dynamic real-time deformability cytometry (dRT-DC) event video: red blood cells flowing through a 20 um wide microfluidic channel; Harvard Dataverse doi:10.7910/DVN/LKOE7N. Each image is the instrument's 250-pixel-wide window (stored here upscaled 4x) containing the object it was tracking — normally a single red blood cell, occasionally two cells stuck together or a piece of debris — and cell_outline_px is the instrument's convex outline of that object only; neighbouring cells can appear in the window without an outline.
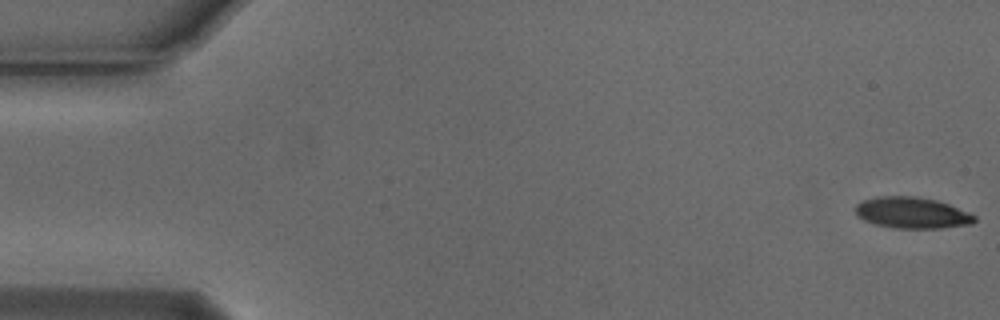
{"species": "Egyptian fruit bat (a non-hibernating species)", "species_latin": "Rousettus aegyptiacus", "temperature_condition": "cold", "stored_images_in_passage": 53, "camera_frame_rate_fps": 3000, "um_per_image_px": 0.085, "animal": {"sex": "male"}, "frame": {"image": 1, "passage_image": 1, "time_ms": 0.0, "image_size_px": [1000, 320], "cell_outline_px": [[976, 220], [972, 224], [940, 228], [896, 228], [876, 224], [864, 220], [856, 216], [856, 204], [864, 200], [876, 196], [912, 196], [936, 200], [948, 204], [968, 212], [976, 216]], "centroid_in_image_um": [77.51, 18.09], "position_along_channel_um": 7.5, "area_um2": 21.56}}
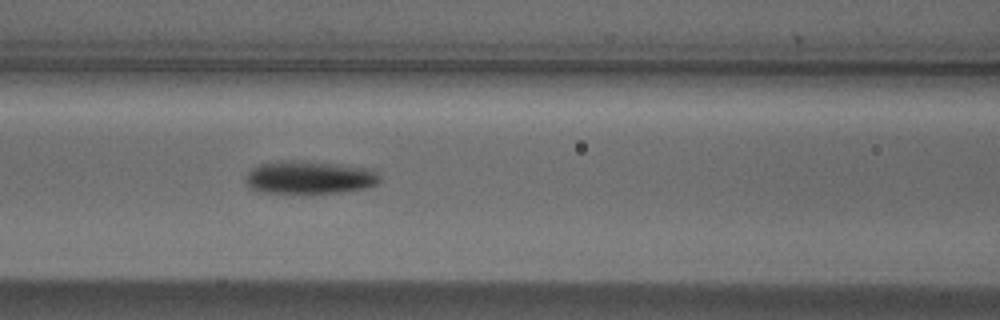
{"frame": {"image": 2, "passage_image": 23, "time_ms": 7.333, "image_size_px": [1000, 320], "cell_outline_px": [[380, 180], [376, 184], [368, 188], [336, 192], [256, 192], [248, 188], [244, 180], [244, 176], [252, 168], [260, 164], [332, 164], [372, 168], [380, 176]], "centroid_in_image_um": [26.32, 15.14], "position_along_channel_um": 140.3, "area_um2": 24.45}}
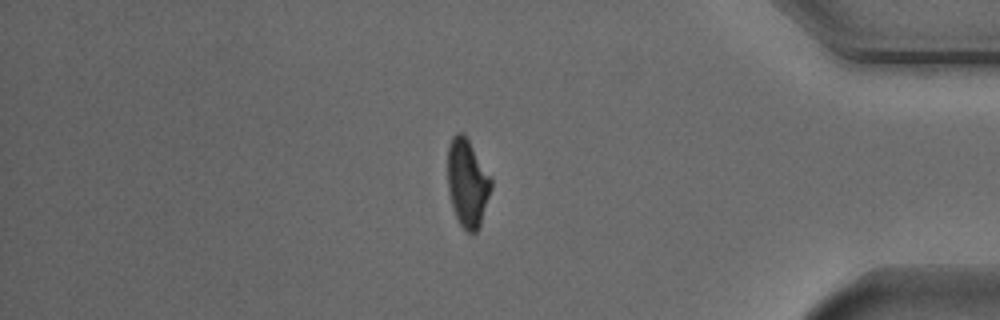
{"frame": {"image": 3, "passage_image": 46, "time_ms": 15.0, "image_size_px": [1000, 320], "cell_outline_px": [[492, 188], [480, 224], [476, 232], [468, 232], [460, 224], [456, 216], [452, 204], [448, 188], [448, 144], [452, 136], [456, 132], [464, 132], [492, 180]], "centroid_in_image_um": [39.72, 15.51], "position_along_channel_um": 395.5, "area_um2": 22.02}, "authors_computed_cell_mechanics": {"area_um2": 23.1778, "velocity_mm_per_s": 3.7556, "shape_relaxation_time_tau1_ms": 3.2559, "shape_relaxation_time_tau2_ms": null, "deformation_change_tau1": 0.1378, "deformation_change_tau2": null}}